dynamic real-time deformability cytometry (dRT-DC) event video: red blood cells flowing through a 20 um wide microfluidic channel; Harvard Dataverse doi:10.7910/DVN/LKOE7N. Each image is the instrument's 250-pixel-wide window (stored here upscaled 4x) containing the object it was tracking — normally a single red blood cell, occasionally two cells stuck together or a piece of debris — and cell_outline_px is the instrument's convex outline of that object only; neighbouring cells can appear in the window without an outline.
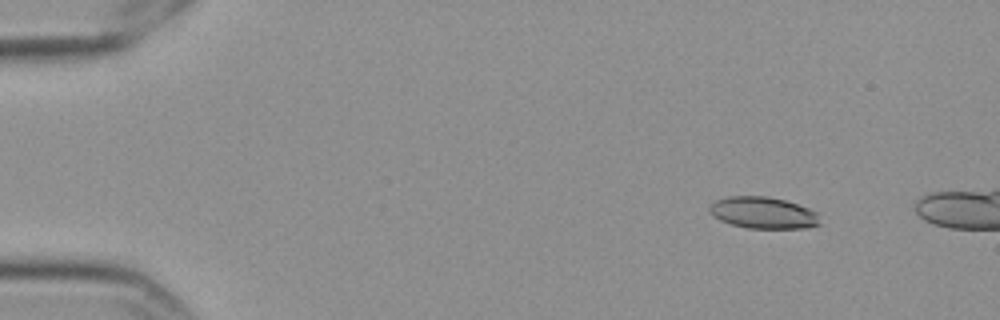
{"species": "Egyptian fruit bat (a non-hibernating species)", "species_latin": "Rousettus aegyptiacus", "temperature_condition": "cold", "stored_images_in_passage": 14, "camera_frame_rate_fps": 3000, "um_per_image_px": 0.085, "frame": {"image": 1, "passage_image": 7, "time_ms": 2.0, "image_size_px": [1000, 320], "cell_outline_px": [[820, 224], [804, 228], [748, 228], [732, 224], [720, 220], [712, 216], [708, 208], [716, 200], [728, 196], [768, 196], [784, 200], [808, 208], [816, 212]], "centroid_in_image_um": [64.84, 18.08], "position_along_channel_um": 20.2, "area_um2": 20.17}}